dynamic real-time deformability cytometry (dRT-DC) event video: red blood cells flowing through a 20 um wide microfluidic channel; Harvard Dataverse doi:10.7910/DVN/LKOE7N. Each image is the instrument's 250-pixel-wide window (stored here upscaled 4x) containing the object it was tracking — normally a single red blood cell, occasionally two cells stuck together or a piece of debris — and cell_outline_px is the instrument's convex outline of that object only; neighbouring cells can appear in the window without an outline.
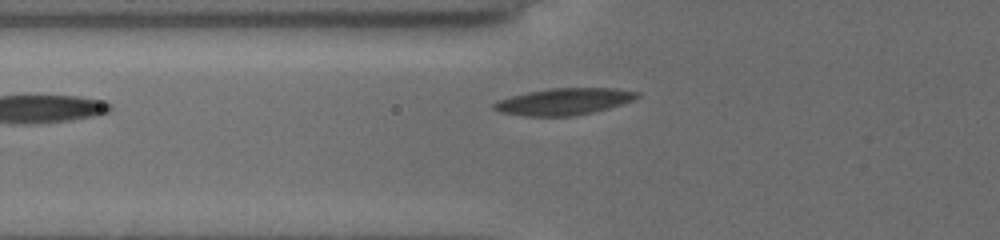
{"species": "common noctule bat (a hibernating species)", "species_latin": "Nyctalus noctula", "temperature_condition": "cold", "stored_images_in_passage": 5, "camera_frame_rate_fps": 3000, "um_per_image_px": 0.085, "animal": {"sex": "female", "body_mass_g": 19.5, "forearm_length_mm": 54.1}, "frame": {"image": 1, "passage_image": 5, "time_ms": 2.667, "image_size_px": [1000, 240], "cell_outline_px": [[640, 96], [632, 100], [608, 108], [592, 112], [568, 116], [528, 116], [500, 112], [492, 108], [492, 104], [496, 100], [528, 92], [548, 88], [616, 88], [640, 92]], "centroid_in_image_um": [47.91, 8.62], "position_along_channel_um": 77.9, "area_um2": 22.14}}